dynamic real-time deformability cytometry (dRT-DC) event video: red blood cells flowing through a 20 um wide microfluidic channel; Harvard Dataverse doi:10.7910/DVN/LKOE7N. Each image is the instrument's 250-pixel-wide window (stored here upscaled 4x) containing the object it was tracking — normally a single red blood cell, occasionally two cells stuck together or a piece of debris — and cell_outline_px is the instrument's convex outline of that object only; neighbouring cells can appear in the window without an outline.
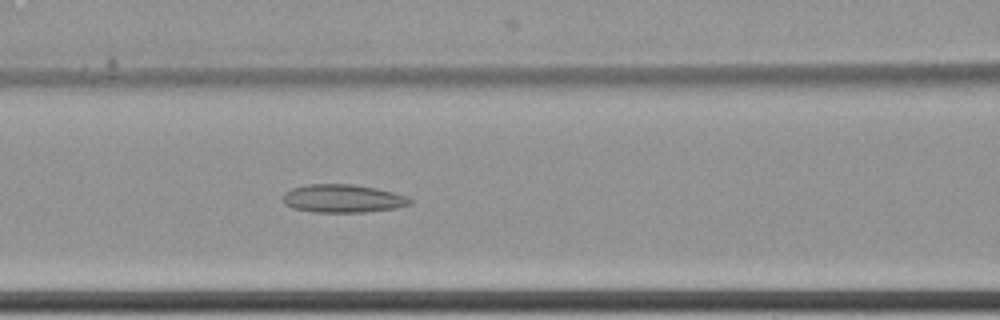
{"species": "common noctule bat (a hibernating species)", "species_latin": "Nyctalus noctula", "temperature_condition": "cold", "stored_images_in_passage": 7, "camera_frame_rate_fps": 3000, "um_per_image_px": 0.085, "animal": {"sex": "female", "body_mass_g": 22.7, "forearm_length_mm": 54.2}, "frame": {"image": 1, "passage_image": 7, "time_ms": 2.0, "image_size_px": [1000, 320], "cell_outline_px": [[412, 204], [396, 208], [364, 212], [312, 212], [292, 208], [284, 204], [284, 192], [292, 188], [308, 184], [352, 184], [376, 188], [408, 196], [412, 200]], "centroid_in_image_um": [29.14, 16.87], "position_along_channel_um": 137.5, "area_um2": 20.92}}